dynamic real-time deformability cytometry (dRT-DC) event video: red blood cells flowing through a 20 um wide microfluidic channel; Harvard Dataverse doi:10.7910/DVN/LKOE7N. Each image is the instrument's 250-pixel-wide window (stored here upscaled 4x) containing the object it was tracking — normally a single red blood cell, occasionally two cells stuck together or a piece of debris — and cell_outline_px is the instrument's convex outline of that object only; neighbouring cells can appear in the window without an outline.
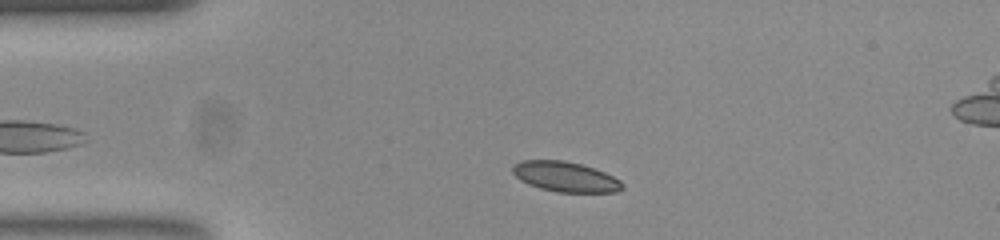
{"species": "common noctule bat (a hibernating species)", "species_latin": "Nyctalus noctula", "temperature_condition": "room temperature", "stored_images_in_passage": 41, "camera_frame_rate_fps": 3000, "um_per_image_px": 0.085, "animal": {"sex": "female", "body_mass_g": 23.0, "forearm_length_mm": 53.4}, "frame": {"image": 1, "passage_image": 5, "time_ms": 1.333, "image_size_px": [1000, 240], "cell_outline_px": [[624, 188], [616, 192], [560, 192], [540, 188], [528, 184], [520, 180], [512, 172], [512, 168], [520, 160], [564, 160], [580, 164], [604, 172], [620, 180], [624, 184]], "centroid_in_image_um": [48.06, 15.02], "position_along_channel_um": 36.9, "area_um2": 19.13}}
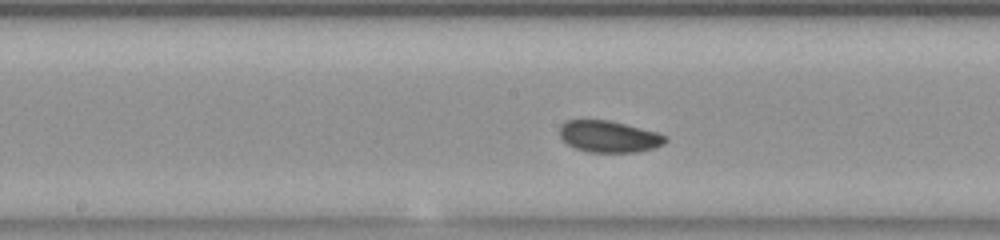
{"frame": {"image": 2, "passage_image": 20, "time_ms": 6.333, "image_size_px": [1000, 240], "cell_outline_px": [[668, 140], [664, 144], [652, 148], [636, 152], [588, 152], [576, 148], [568, 144], [560, 136], [560, 124], [568, 120], [608, 120], [656, 132], [664, 136]], "centroid_in_image_um": [51.73, 11.61], "position_along_channel_um": 196.5, "area_um2": 19.19}}
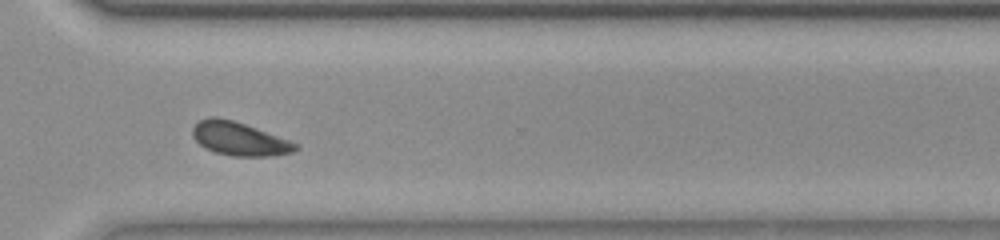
{"frame": {"image": 3, "passage_image": 32, "time_ms": 10.333, "image_size_px": [1000, 240], "cell_outline_px": [[300, 148], [292, 152], [272, 156], [232, 156], [216, 152], [200, 144], [192, 136], [192, 128], [200, 120], [208, 116], [216, 116], [232, 120], [256, 128], [300, 144]], "centroid_in_image_um": [20.36, 11.79], "position_along_channel_um": 350.2, "area_um2": 19.94}, "authors_computed_cell_mechanics": {"area_um2": 19.7676, "velocity_mm_per_s": 3.8413, "shape_relaxation_time_tau1_ms": 2.3047, "shape_relaxation_time_tau2_ms": 2.6466, "deformation_change_tau1": 0.0621, "deformation_change_tau2": 0.0552}}